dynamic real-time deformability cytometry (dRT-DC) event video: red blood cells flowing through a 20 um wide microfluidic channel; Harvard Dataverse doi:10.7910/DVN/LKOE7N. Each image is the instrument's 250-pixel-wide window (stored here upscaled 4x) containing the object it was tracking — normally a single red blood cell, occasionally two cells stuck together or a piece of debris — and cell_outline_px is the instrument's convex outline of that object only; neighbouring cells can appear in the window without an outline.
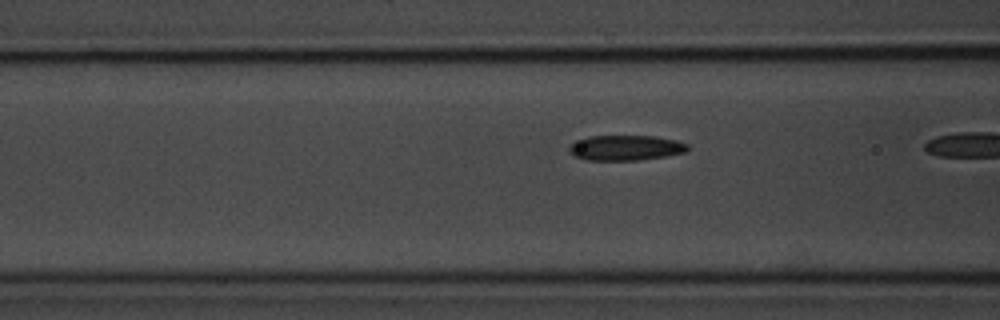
{"species": "common noctule bat (a hibernating species)", "species_latin": "Nyctalus noctula", "temperature_condition": "room temperature", "stored_images_in_passage": 20, "camera_frame_rate_fps": 3000, "um_per_image_px": 0.085, "animal": {"sex": "male", "body_mass_g": 20.1, "forearm_length_mm": 53.5}, "frame": {"image": 1, "passage_image": 17, "time_ms": 5.333, "image_size_px": [1000, 320], "cell_outline_px": [[688, 148], [684, 152], [664, 156], [640, 160], [588, 160], [576, 156], [568, 148], [572, 144], [588, 136], [656, 136], [676, 140], [688, 144]], "centroid_in_image_um": [53.22, 12.56], "position_along_channel_um": 113.4, "area_um2": 17.11}}